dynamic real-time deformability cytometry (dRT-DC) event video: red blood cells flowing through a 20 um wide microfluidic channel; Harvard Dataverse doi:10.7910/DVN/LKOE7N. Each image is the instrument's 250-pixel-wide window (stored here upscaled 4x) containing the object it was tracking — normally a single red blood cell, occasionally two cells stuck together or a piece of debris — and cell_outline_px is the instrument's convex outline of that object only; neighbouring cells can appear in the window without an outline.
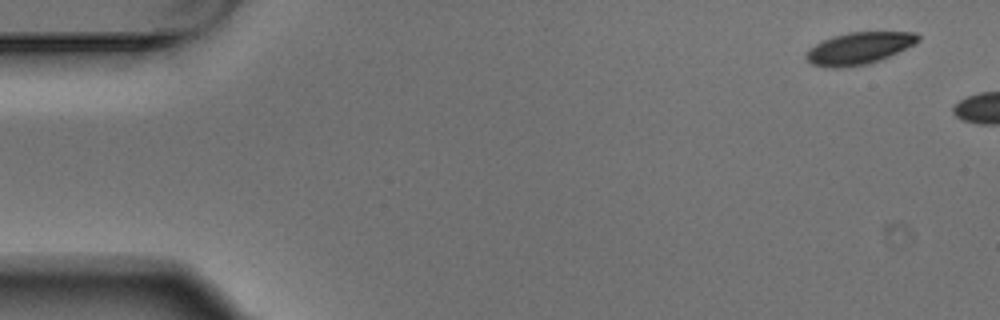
{"species": "Egyptian fruit bat (a non-hibernating species)", "species_latin": "Rousettus aegyptiacus", "temperature_condition": "warm", "stored_images_in_passage": 2, "camera_frame_rate_fps": 3000, "um_per_image_px": 0.085, "animal": {"sex": "male"}, "frame": {"image": 1, "passage_image": 1, "time_ms": 0.0, "image_size_px": [1000, 320], "cell_outline_px": [[920, 40], [880, 60], [868, 64], [840, 68], [832, 68], [812, 64], [804, 56], [808, 48], [832, 36], [848, 32], [916, 32], [920, 36]], "centroid_in_image_um": [72.97, 4.1], "position_along_channel_um": 12.0, "area_um2": 20.69}}